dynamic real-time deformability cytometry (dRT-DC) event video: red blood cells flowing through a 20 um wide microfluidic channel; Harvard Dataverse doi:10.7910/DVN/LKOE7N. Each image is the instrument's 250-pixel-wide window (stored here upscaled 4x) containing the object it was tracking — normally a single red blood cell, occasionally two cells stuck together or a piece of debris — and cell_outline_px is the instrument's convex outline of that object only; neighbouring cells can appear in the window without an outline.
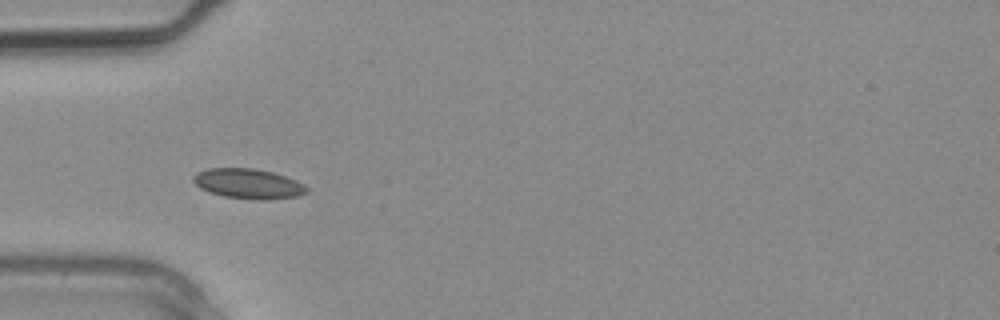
{"species": "common noctule bat (a hibernating species)", "species_latin": "Nyctalus noctula", "temperature_condition": "warm", "stored_images_in_passage": 2, "camera_frame_rate_fps": 3000, "um_per_image_px": 0.085, "animal": {"sex": "male", "body_mass_g": 20.4}, "frame": {"image": 1, "passage_image": 2, "time_ms": 0.333, "image_size_px": [1000, 320], "cell_outline_px": [[308, 192], [300, 196], [264, 200], [256, 200], [224, 196], [200, 188], [192, 180], [192, 176], [208, 168], [256, 168], [272, 172], [296, 180], [304, 184], [308, 188]], "centroid_in_image_um": [21.14, 15.62], "position_along_channel_um": 63.9, "area_um2": 19.77}}